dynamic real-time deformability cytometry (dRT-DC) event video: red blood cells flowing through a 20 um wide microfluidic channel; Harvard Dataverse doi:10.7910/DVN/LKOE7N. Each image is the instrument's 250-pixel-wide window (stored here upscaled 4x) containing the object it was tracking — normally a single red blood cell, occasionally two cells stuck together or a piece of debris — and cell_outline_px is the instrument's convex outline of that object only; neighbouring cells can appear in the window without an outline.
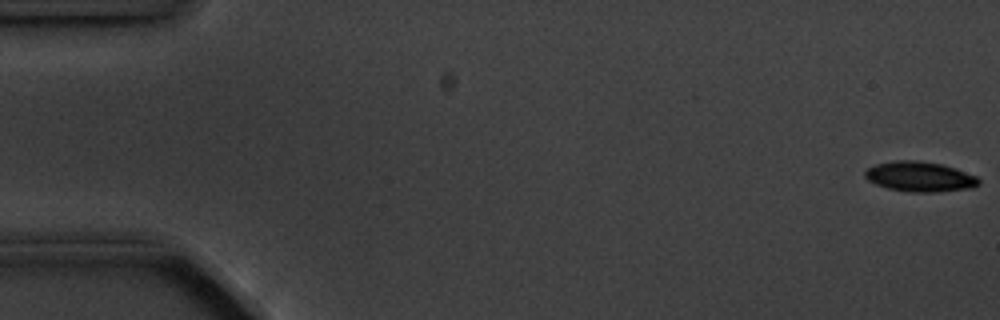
{"species": "common noctule bat (a hibernating species)", "species_latin": "Nyctalus noctula", "temperature_condition": "cold", "stored_images_in_passage": 5, "camera_frame_rate_fps": 3000, "um_per_image_px": 0.085, "animal": {"sex": "male", "body_mass_g": 20.1, "forearm_length_mm": 53.5}, "frame": {"image": 1, "passage_image": 1, "time_ms": 0.0, "image_size_px": [1000, 320], "cell_outline_px": [[980, 184], [972, 188], [932, 192], [912, 192], [888, 188], [876, 184], [868, 180], [864, 176], [864, 172], [868, 168], [876, 164], [896, 160], [916, 160], [940, 164], [956, 168], [976, 176], [980, 180]], "centroid_in_image_um": [78.19, 15.01], "position_along_channel_um": 6.8, "area_um2": 19.83}}
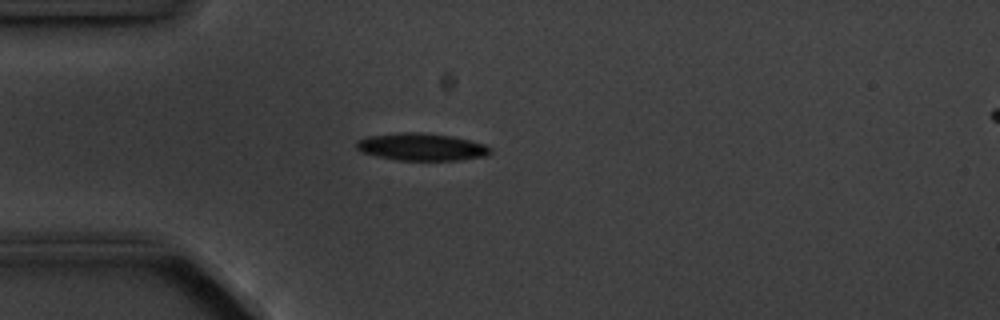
{"frame": {"image": 2, "passage_image": 5, "time_ms": 4.667, "image_size_px": [1000, 320], "cell_outline_px": [[492, 152], [484, 156], [460, 160], [396, 160], [376, 156], [360, 152], [356, 148], [356, 140], [368, 136], [404, 132], [424, 132], [452, 136], [484, 144], [492, 148]], "centroid_in_image_um": [35.8, 12.48], "position_along_channel_um": 49.2, "area_um2": 21.44}}